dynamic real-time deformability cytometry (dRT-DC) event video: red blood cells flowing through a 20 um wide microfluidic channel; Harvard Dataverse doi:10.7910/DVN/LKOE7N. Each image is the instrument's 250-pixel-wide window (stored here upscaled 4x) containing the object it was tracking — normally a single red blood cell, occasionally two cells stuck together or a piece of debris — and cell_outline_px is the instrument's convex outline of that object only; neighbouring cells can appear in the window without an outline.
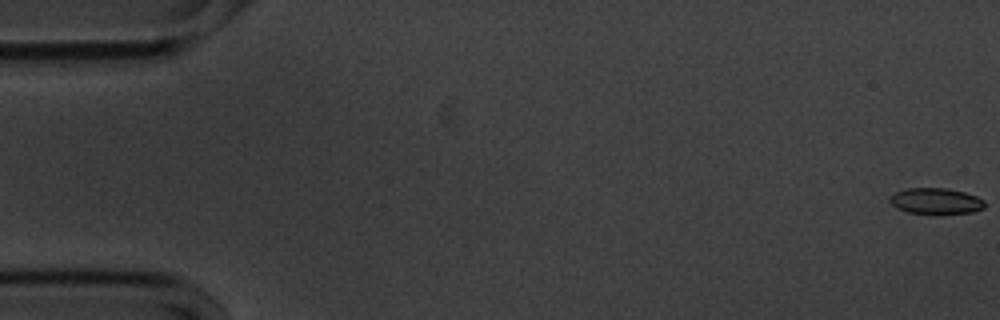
{"species": "common noctule bat (a hibernating species)", "species_latin": "Nyctalus noctula", "temperature_condition": "cold", "stored_images_in_passage": 57, "camera_frame_rate_fps": 3000, "um_per_image_px": 0.085, "animal": {"sex": "male", "body_mass_g": 20.1, "forearm_length_mm": 53.5}, "frame": {"image": 1, "passage_image": 1, "time_ms": 0.0, "image_size_px": [1000, 320], "cell_outline_px": [[984, 208], [972, 212], [940, 216], [908, 212], [896, 208], [888, 200], [896, 192], [908, 188], [948, 188], [964, 192], [976, 196], [984, 200]], "centroid_in_image_um": [79.57, 17.12], "position_along_channel_um": 5.4, "area_um2": 14.8}}
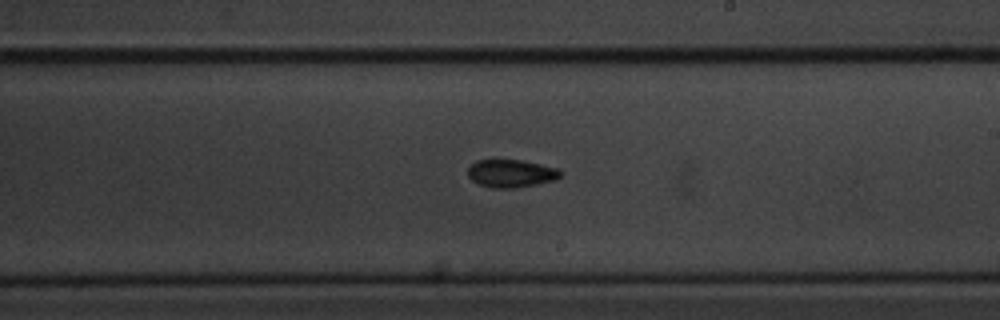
{"frame": {"image": 2, "passage_image": 33, "time_ms": 10.667, "image_size_px": [1000, 320], "cell_outline_px": [[560, 176], [556, 180], [516, 188], [492, 188], [476, 184], [468, 176], [468, 168], [476, 160], [524, 160], [560, 168]], "centroid_in_image_um": [43.44, 14.74], "position_along_channel_um": 245.6, "area_um2": 15.2}}
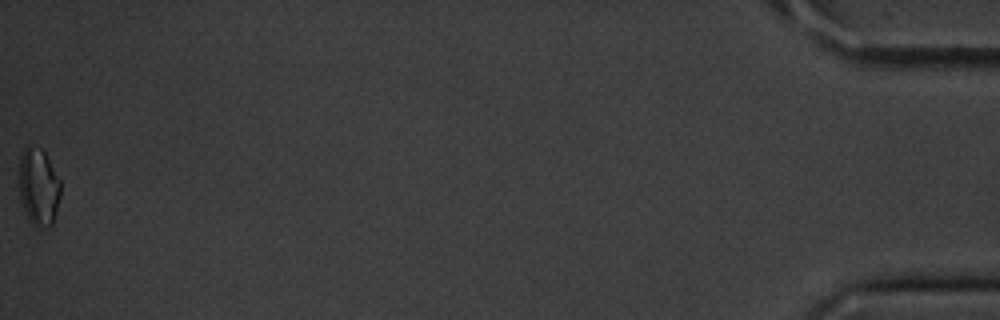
{"frame": {"image": 3, "passage_image": 57, "time_ms": 18.667, "image_size_px": [1000, 320], "cell_outline_px": [[60, 196], [52, 224], [48, 228], [36, 228], [28, 220], [20, 200], [20, 156], [24, 148], [28, 144], [40, 148], [44, 152], [60, 180]], "centroid_in_image_um": [3.27, 15.91], "position_along_channel_um": 431.9, "area_um2": 18.73}, "authors_computed_cell_mechanics": {"area_um2": 14.9124, "velocity_mm_per_s": 3.5638, "shape_relaxation_time_tau1_ms": 1.5497, "shape_relaxation_time_tau2_ms": null, "deformation_change_tau1": 0.1163, "deformation_change_tau2": null}}